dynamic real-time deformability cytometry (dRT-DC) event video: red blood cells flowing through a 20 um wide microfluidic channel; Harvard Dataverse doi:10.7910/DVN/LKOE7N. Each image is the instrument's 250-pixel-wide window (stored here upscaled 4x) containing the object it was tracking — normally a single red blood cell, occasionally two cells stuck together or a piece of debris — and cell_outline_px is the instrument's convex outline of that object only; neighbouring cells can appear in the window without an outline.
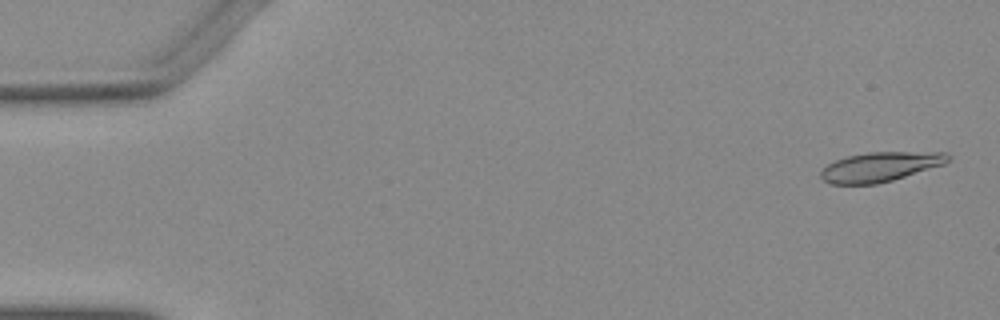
{"species": "Egyptian fruit bat (a non-hibernating species)", "species_latin": "Rousettus aegyptiacus", "temperature_condition": "warm", "stored_images_in_passage": 53, "camera_frame_rate_fps": 3000, "um_per_image_px": 0.085, "animal": {"sex": "female"}, "frame": {"image": 1, "passage_image": 2, "time_ms": 0.333, "image_size_px": [1000, 320], "cell_outline_px": [[952, 156], [944, 164], [892, 180], [876, 184], [828, 184], [820, 176], [820, 172], [828, 164], [836, 160], [848, 156], [868, 152], [948, 152]], "centroid_in_image_um": [74.82, 14.17], "position_along_channel_um": 10.2, "area_um2": 21.79}}
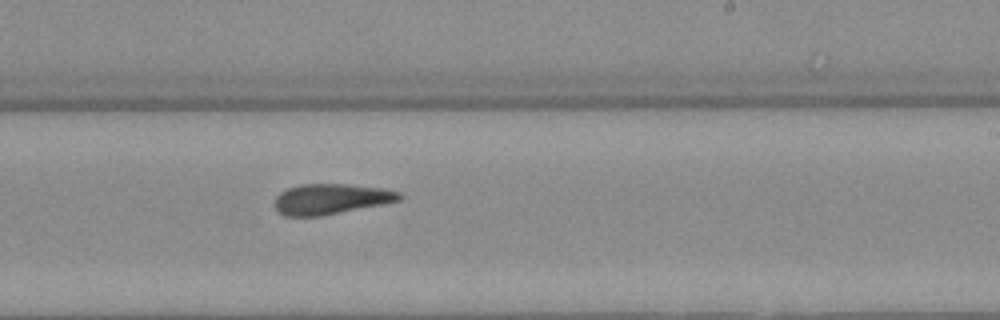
{"frame": {"image": 2, "passage_image": 32, "time_ms": 10.333, "image_size_px": [1000, 320], "cell_outline_px": [[404, 196], [400, 200], [320, 216], [284, 216], [276, 212], [276, 196], [280, 192], [288, 188], [300, 184], [348, 184], [384, 188], [400, 192]], "centroid_in_image_um": [28.11, 16.9], "position_along_channel_um": 260.9, "area_um2": 22.02}}
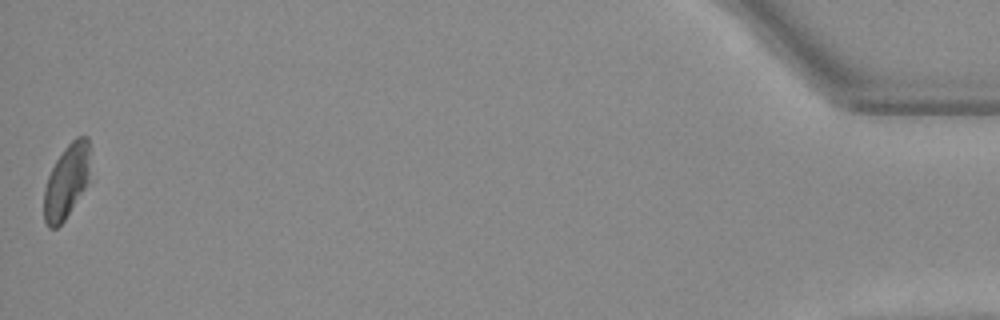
{"frame": {"image": 3, "passage_image": 53, "time_ms": 17.333, "image_size_px": [1000, 320], "cell_outline_px": [[88, 180], [84, 188], [64, 220], [56, 228], [48, 228], [44, 220], [44, 188], [48, 176], [56, 160], [64, 148], [76, 136], [88, 136]], "centroid_in_image_um": [5.62, 15.42], "position_along_channel_um": 429.6, "area_um2": 19.42}}